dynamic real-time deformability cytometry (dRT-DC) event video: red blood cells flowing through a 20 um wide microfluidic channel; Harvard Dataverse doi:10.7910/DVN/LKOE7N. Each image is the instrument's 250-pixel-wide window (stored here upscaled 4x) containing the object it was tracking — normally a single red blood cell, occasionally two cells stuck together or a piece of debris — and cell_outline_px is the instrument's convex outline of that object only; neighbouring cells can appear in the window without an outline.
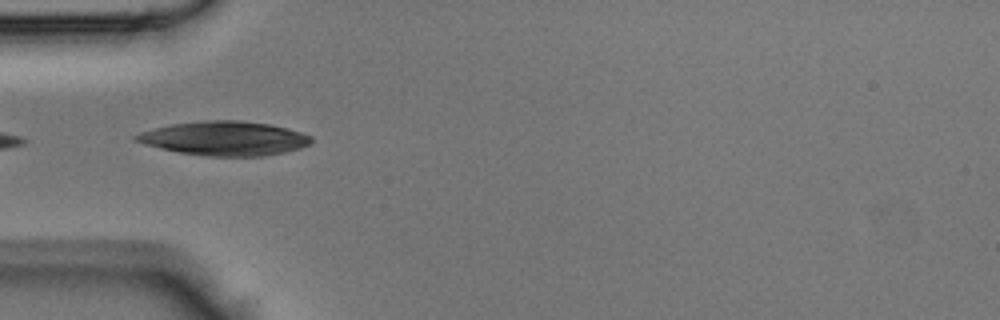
{"species": "Egyptian fruit bat (a non-hibernating species)", "species_latin": "Rousettus aegyptiacus", "temperature_condition": "room temperature", "stored_images_in_passage": 18, "camera_frame_rate_fps": 3000, "um_per_image_px": 0.085, "animal": {"sex": "male"}, "frame": {"image": 1, "passage_image": 1, "time_ms": 0.0, "image_size_px": [1000, 320], "cell_outline_px": [[312, 140], [308, 144], [300, 148], [284, 152], [264, 156], [204, 156], [180, 152], [160, 148], [144, 144], [132, 140], [132, 136], [140, 132], [172, 124], [204, 120], [236, 120], [268, 124], [288, 128], [312, 136]], "centroid_in_image_um": [19.06, 11.76], "position_along_channel_um": 65.9, "area_um2": 34.74}}